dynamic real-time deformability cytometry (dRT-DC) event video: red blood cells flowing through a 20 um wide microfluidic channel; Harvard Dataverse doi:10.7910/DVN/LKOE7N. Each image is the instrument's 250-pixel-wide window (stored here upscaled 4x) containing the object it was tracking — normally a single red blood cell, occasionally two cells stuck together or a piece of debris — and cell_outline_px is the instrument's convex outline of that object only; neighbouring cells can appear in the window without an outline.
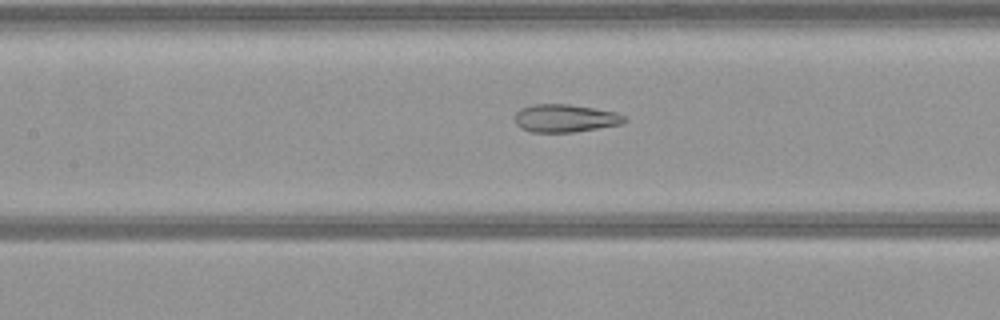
{"species": "common noctule bat (a hibernating species)", "species_latin": "Nyctalus noctula", "temperature_condition": "warm", "stored_images_in_passage": 43, "camera_frame_rate_fps": 3000, "um_per_image_px": 0.085, "animal": {"sex": "female", "body_mass_g": 21.9}, "frame": {"image": 1, "passage_image": 14, "time_ms": 4.333, "image_size_px": [1000, 320], "cell_outline_px": [[628, 120], [624, 124], [572, 132], [532, 132], [520, 128], [516, 124], [512, 116], [520, 108], [532, 104], [568, 104], [616, 112], [624, 116]], "centroid_in_image_um": [48.0, 10.05], "position_along_channel_um": 159.4, "area_um2": 17.98}}
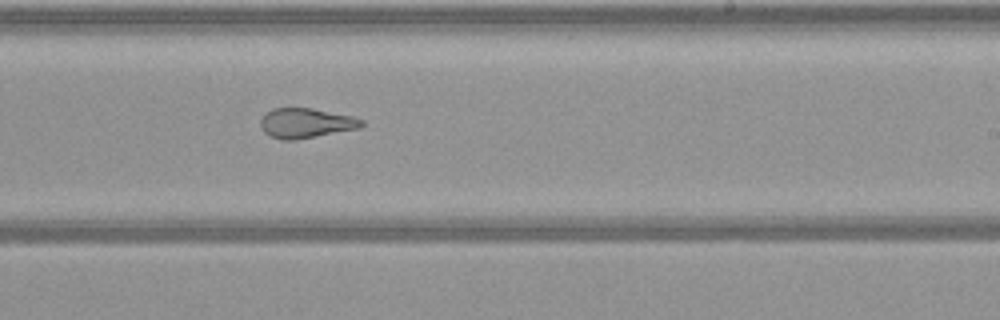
{"frame": {"image": 2, "passage_image": 22, "time_ms": 7.0, "image_size_px": [1000, 320], "cell_outline_px": [[364, 124], [360, 128], [296, 140], [284, 140], [272, 136], [264, 132], [260, 124], [260, 120], [272, 108], [312, 108], [352, 116], [364, 120]], "centroid_in_image_um": [26.03, 10.46], "position_along_channel_um": 263.0, "area_um2": 17.46}}
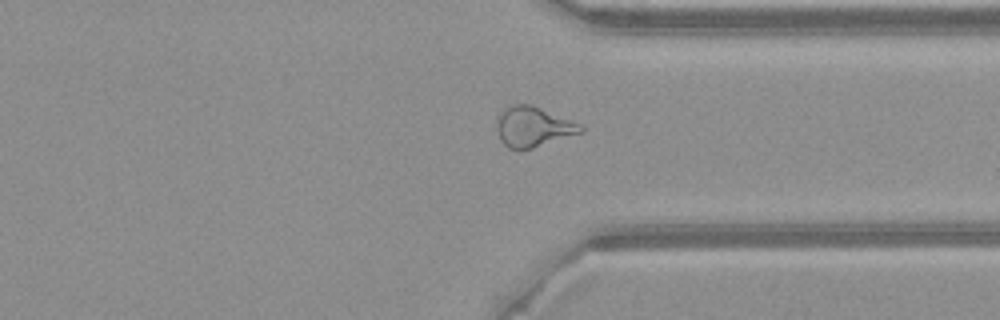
{"frame": {"image": 3, "passage_image": 30, "time_ms": 9.667, "image_size_px": [1000, 320], "cell_outline_px": [[584, 132], [532, 148], [508, 148], [500, 140], [496, 128], [496, 124], [500, 108], [512, 104], [532, 104], [584, 124]], "centroid_in_image_um": [45.33, 10.74], "position_along_channel_um": 366.1, "area_um2": 20.06}}